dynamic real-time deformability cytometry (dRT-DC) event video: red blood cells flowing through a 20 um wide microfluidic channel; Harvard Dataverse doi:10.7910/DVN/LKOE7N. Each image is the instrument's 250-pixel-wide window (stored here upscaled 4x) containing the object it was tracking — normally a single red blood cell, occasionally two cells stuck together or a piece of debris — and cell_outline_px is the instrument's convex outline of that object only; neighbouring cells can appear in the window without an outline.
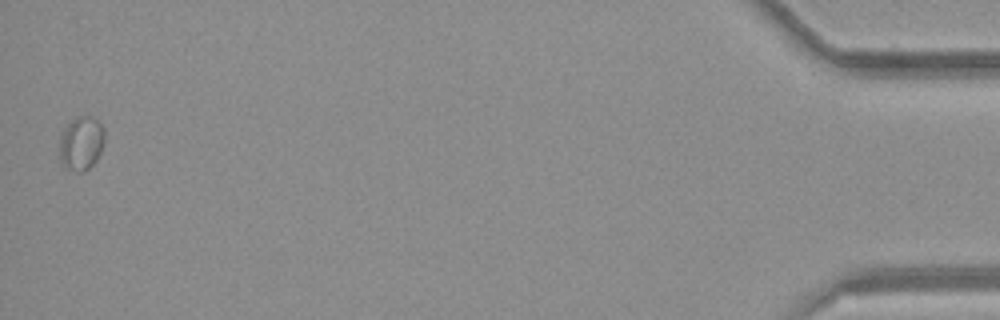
{"species": "common noctule bat (a hibernating species)", "species_latin": "Nyctalus noctula", "temperature_condition": "room temperature", "stored_images_in_passage": 35, "camera_frame_rate_fps": 3000, "um_per_image_px": 0.085, "animal": {"sex": "female", "body_mass_g": 21.9}, "frame": {"image": 1, "passage_image": 35, "time_ms": 11.333, "image_size_px": [1000, 320], "cell_outline_px": [[104, 144], [96, 160], [84, 172], [80, 172], [64, 168], [60, 164], [60, 132], [76, 116], [88, 116], [96, 120], [104, 128]], "centroid_in_image_um": [6.88, 12.19], "position_along_channel_um": 428.3, "area_um2": 14.22}}